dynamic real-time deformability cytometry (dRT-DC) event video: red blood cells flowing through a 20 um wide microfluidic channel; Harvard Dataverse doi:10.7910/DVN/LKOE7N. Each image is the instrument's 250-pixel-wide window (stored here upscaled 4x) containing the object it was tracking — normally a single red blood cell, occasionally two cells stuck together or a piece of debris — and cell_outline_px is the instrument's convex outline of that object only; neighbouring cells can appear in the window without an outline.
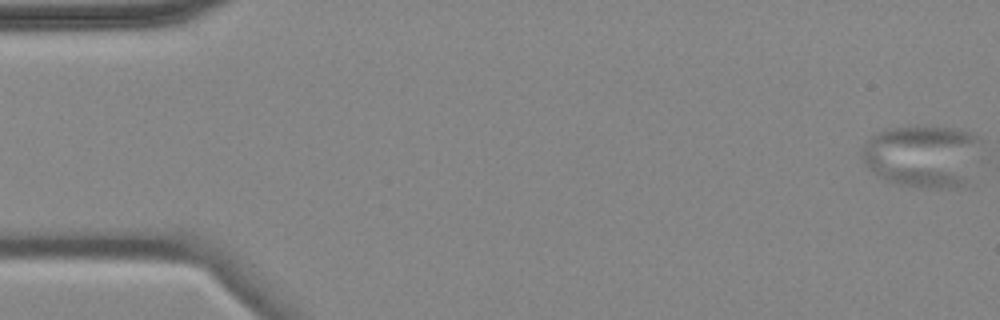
{"species": "common noctule bat (a hibernating species)", "species_latin": "Nyctalus noctula", "temperature_condition": "cold", "stored_images_in_passage": 4, "camera_frame_rate_fps": 3000, "um_per_image_px": 0.085, "animal": {"sex": "female", "body_mass_g": 18.4}, "frame": {"image": 1, "passage_image": 1, "time_ms": 0.0, "image_size_px": [1000, 320], "cell_outline_px": [[980, 140], [964, 180], [960, 184], [952, 188], [940, 188], [900, 184], [884, 180], [872, 172], [864, 160], [860, 152], [860, 148], [872, 136], [884, 128], [952, 128], [968, 132], [976, 136]], "centroid_in_image_um": [78.28, 13.25], "position_along_channel_um": 6.7, "area_um2": 41.56}}